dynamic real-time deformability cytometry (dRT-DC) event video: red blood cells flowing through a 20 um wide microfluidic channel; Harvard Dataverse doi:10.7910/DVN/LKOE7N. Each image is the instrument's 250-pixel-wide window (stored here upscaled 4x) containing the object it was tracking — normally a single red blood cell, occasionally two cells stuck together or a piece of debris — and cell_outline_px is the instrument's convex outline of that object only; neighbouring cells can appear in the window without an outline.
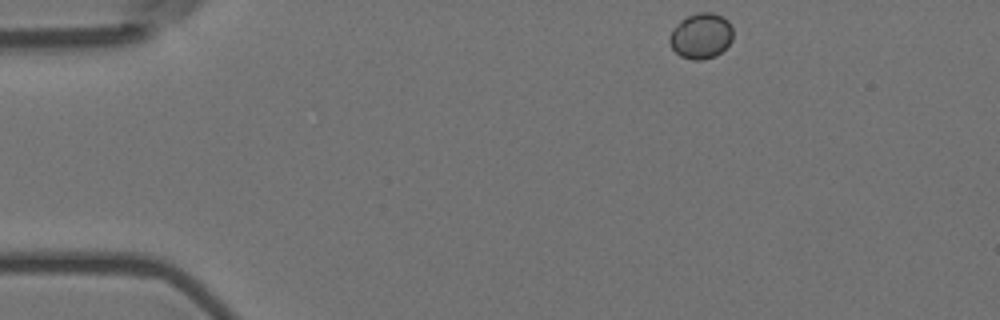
{"species": "Egyptian fruit bat (a non-hibernating species)", "species_latin": "Rousettus aegyptiacus", "temperature_condition": "room temperature", "stored_images_in_passage": 49, "camera_frame_rate_fps": 3000, "um_per_image_px": 0.085, "animal": {"sex": "female"}, "frame": {"image": 1, "passage_image": 1, "time_ms": 0.0, "image_size_px": [1000, 320], "cell_outline_px": [[732, 40], [716, 56], [700, 60], [692, 60], [680, 56], [672, 48], [668, 40], [672, 28], [680, 20], [688, 16], [700, 12], [712, 12], [728, 20], [732, 28]], "centroid_in_image_um": [59.56, 3.05], "position_along_channel_um": 25.4, "area_um2": 16.82}}
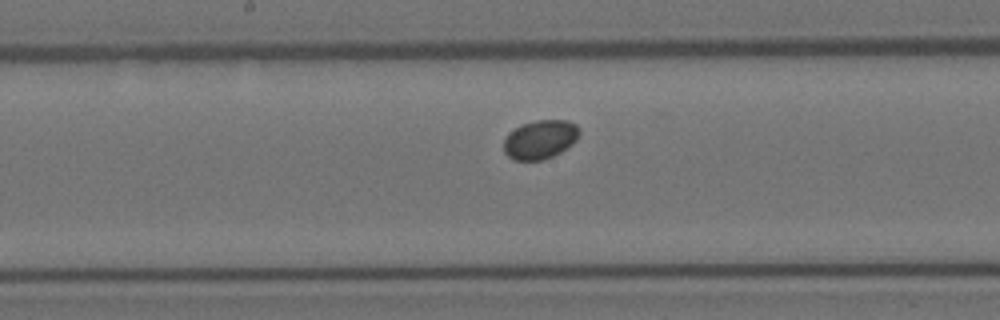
{"frame": {"image": 2, "passage_image": 22, "time_ms": 7.0, "image_size_px": [1000, 320], "cell_outline_px": [[580, 132], [576, 140], [572, 144], [560, 152], [544, 160], [512, 160], [504, 152], [504, 140], [520, 124], [536, 120], [568, 120], [576, 124], [580, 128]], "centroid_in_image_um": [45.94, 11.85], "position_along_channel_um": 202.3, "area_um2": 17.11}}
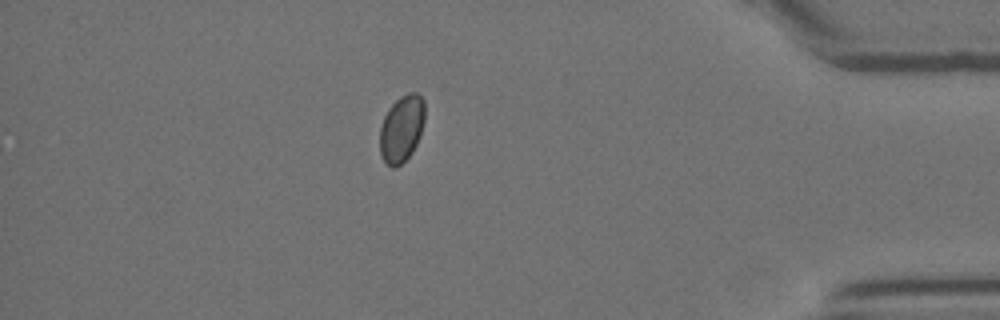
{"frame": {"image": 3, "passage_image": 42, "time_ms": 13.667, "image_size_px": [1000, 320], "cell_outline_px": [[424, 120], [420, 136], [412, 152], [396, 168], [392, 168], [384, 160], [380, 152], [380, 128], [384, 116], [388, 108], [400, 96], [408, 92], [416, 92], [424, 100]], "centroid_in_image_um": [34.14, 10.91], "position_along_channel_um": 401.1, "area_um2": 17.46}}